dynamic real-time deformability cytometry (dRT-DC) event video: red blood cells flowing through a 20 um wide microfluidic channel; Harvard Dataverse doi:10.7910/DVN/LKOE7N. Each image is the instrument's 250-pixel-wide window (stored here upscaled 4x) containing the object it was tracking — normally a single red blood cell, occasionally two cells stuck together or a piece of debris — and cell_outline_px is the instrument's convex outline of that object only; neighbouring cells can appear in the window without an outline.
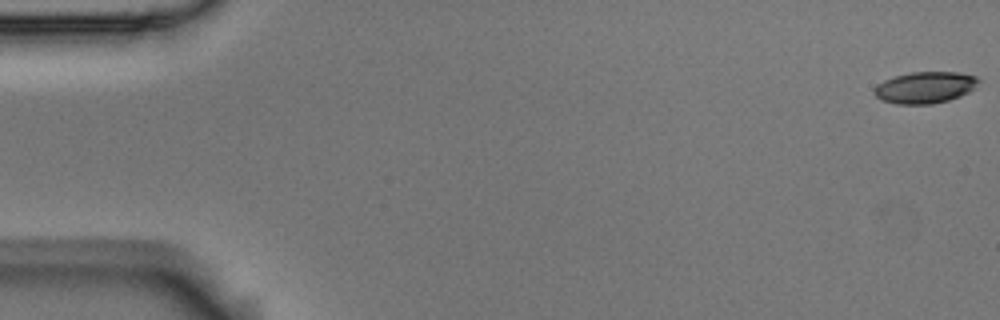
{"species": "Egyptian fruit bat (a non-hibernating species)", "species_latin": "Rousettus aegyptiacus", "temperature_condition": "room temperature", "stored_images_in_passage": 3, "camera_frame_rate_fps": 3000, "um_per_image_px": 0.085, "animal": {"sex": "male"}, "frame": {"image": 1, "passage_image": 1, "time_ms": 0.0, "image_size_px": [1000, 320], "cell_outline_px": [[980, 80], [976, 88], [960, 96], [948, 100], [932, 104], [896, 104], [880, 100], [872, 92], [884, 80], [896, 76], [912, 72], [960, 72], [976, 76]], "centroid_in_image_um": [78.66, 7.44], "position_along_channel_um": 6.3, "area_um2": 19.19}}